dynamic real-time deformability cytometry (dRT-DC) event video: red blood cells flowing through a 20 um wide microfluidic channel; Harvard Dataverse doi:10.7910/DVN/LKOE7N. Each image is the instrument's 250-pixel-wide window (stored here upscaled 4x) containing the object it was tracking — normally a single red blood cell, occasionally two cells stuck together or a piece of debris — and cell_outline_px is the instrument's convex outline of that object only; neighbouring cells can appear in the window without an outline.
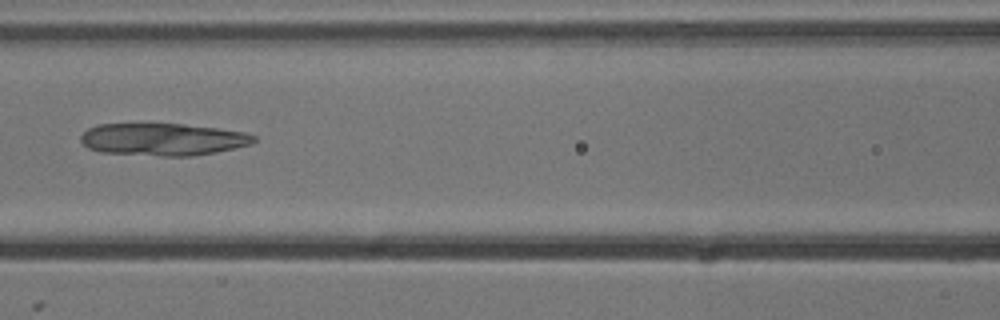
{"species": "common noctule bat (a hibernating species)", "species_latin": "Nyctalus noctula", "temperature_condition": "cold", "stored_images_in_passage": 4, "camera_frame_rate_fps": 3000, "um_per_image_px": 0.085, "animal": {"sex": "male", "body_mass_g": 13.3}, "frame": {"image": 1, "passage_image": 3, "time_ms": 0.667, "image_size_px": [1000, 320], "cell_outline_px": [[256, 140], [252, 144], [216, 152], [192, 156], [160, 156], [100, 152], [88, 148], [80, 140], [80, 136], [88, 128], [100, 124], [184, 124], [216, 128], [244, 132], [256, 136]], "centroid_in_image_um": [13.85, 11.85], "position_along_channel_um": 152.8, "area_um2": 32.6}}
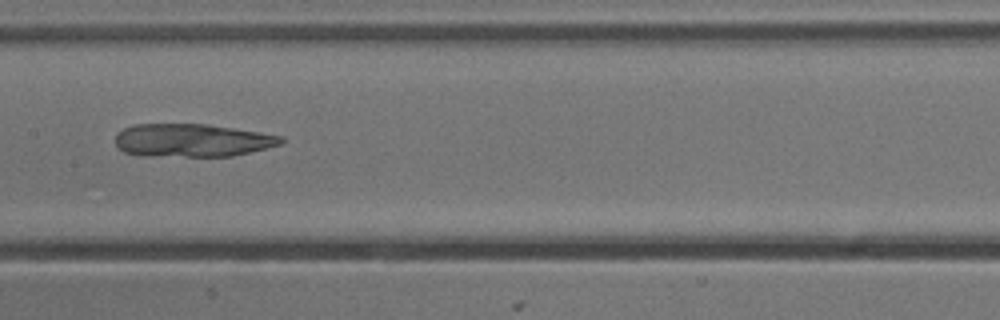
{"frame": {"image": 2, "passage_image": 4, "time_ms": 1.0, "image_size_px": [1000, 320], "cell_outline_px": [[284, 140], [280, 144], [232, 156], [144, 156], [124, 152], [116, 144], [116, 136], [124, 128], [132, 124], [208, 124], [260, 132], [284, 136]], "centroid_in_image_um": [16.32, 11.92], "position_along_channel_um": 191.1, "area_um2": 31.79}}